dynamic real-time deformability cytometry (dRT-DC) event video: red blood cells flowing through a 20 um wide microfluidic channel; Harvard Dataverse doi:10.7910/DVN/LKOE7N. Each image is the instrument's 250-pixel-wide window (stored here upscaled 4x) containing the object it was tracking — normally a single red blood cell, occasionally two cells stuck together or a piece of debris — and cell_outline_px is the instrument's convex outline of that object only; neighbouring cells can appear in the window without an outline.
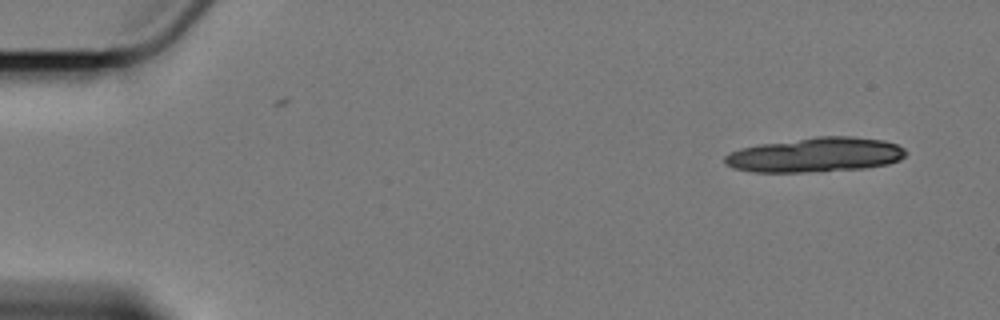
{"species": "Egyptian fruit bat (a non-hibernating species)", "species_latin": "Rousettus aegyptiacus", "temperature_condition": "cold", "stored_images_in_passage": 41, "segment_of_instrument_passage": [1, 2], "camera_frame_rate_fps": 3000, "um_per_image_px": 0.085, "animal": {"sex": "female"}, "frame": {"image": 1, "passage_image": 1, "time_ms": 0.0, "image_size_px": [1000, 320], "cell_outline_px": [[908, 152], [900, 160], [888, 164], [864, 168], [804, 172], [752, 172], [732, 168], [724, 164], [724, 156], [728, 152], [740, 148], [760, 144], [816, 136], [852, 136], [884, 140], [896, 144], [904, 148]], "centroid_in_image_um": [69.29, 13.16], "position_along_channel_um": 15.7, "area_um2": 36.76}}